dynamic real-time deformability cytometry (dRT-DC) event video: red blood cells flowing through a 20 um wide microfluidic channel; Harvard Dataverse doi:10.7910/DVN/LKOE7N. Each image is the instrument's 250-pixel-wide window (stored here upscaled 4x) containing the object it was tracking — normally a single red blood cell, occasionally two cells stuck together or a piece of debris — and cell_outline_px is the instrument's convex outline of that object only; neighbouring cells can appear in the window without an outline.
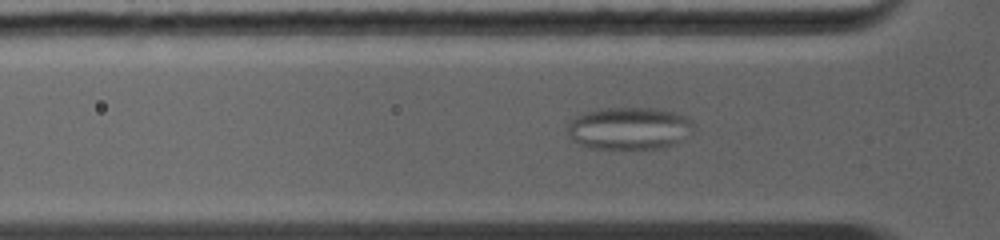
{"species": "common noctule bat (a hibernating species)", "species_latin": "Nyctalus noctula", "temperature_condition": "warm", "stored_images_in_passage": 67, "camera_frame_rate_fps": 5000, "um_per_image_px": 0.085, "animal": {"sex": "female", "body_mass_g": 19.0, "forearm_length_mm": 56.7}, "frame": {"image": 1, "passage_image": 15, "time_ms": 3.6, "image_size_px": [1000, 240], "cell_outline_px": [[696, 124], [692, 132], [676, 144], [664, 148], [588, 148], [572, 140], [568, 136], [568, 124], [576, 116], [596, 108], [652, 108], [672, 112], [688, 116]], "centroid_in_image_um": [53.51, 10.9], "position_along_channel_um": 72.3, "area_um2": 31.39}}
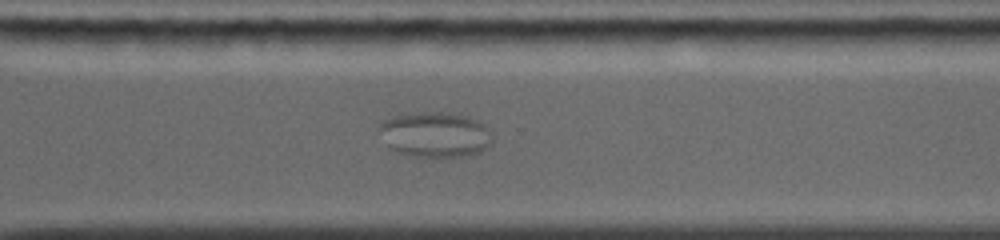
{"frame": {"image": 2, "passage_image": 41, "time_ms": 10.2, "image_size_px": [1000, 240], "cell_outline_px": [[492, 140], [480, 152], [460, 156], [428, 156], [404, 152], [396, 148], [376, 132], [376, 128], [384, 120], [396, 116], [424, 112], [460, 112], [484, 124], [492, 132]], "centroid_in_image_um": [37.05, 11.38], "position_along_channel_um": 333.5, "area_um2": 29.13}}
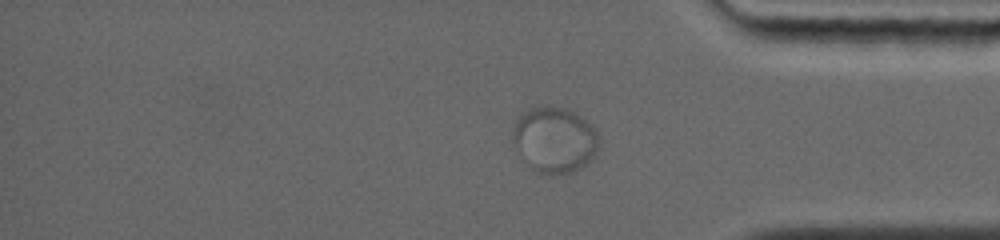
{"frame": {"image": 3, "passage_image": 48, "time_ms": 11.8, "image_size_px": [1000, 240], "cell_outline_px": [[600, 148], [576, 172], [536, 172], [528, 168], [520, 160], [512, 140], [512, 128], [516, 120], [528, 108], [548, 104], [568, 108], [588, 120], [592, 124], [596, 132], [600, 144]], "centroid_in_image_um": [47.09, 11.84], "position_along_channel_um": 388.1, "area_um2": 33.64}}